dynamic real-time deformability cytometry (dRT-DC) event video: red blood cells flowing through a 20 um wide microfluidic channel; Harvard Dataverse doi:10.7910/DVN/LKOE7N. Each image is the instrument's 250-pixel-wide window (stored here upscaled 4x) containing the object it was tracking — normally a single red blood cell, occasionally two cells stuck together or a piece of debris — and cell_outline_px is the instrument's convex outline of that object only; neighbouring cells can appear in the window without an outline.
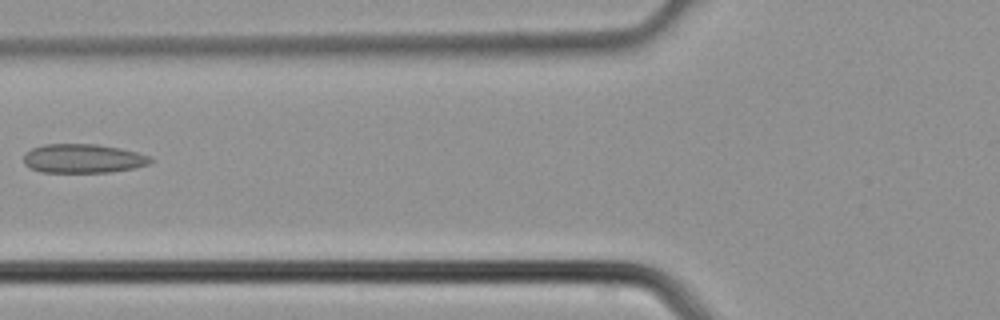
{"species": "common noctule bat (a hibernating species)", "species_latin": "Nyctalus noctula", "temperature_condition": "cold", "stored_images_in_passage": 2, "camera_frame_rate_fps": 3000, "um_per_image_px": 0.085, "animal": {"sex": "male", "body_mass_g": 21.5, "forearm_length_mm": 52.0}, "frame": {"image": 1, "passage_image": 2, "time_ms": 0.333, "image_size_px": [1000, 320], "cell_outline_px": [[156, 160], [148, 164], [132, 168], [112, 172], [40, 172], [24, 164], [24, 152], [32, 148], [44, 144], [96, 144], [120, 148], [136, 152], [148, 156]], "centroid_in_image_um": [7.04, 13.47], "position_along_channel_um": 118.8, "area_um2": 21.44}}